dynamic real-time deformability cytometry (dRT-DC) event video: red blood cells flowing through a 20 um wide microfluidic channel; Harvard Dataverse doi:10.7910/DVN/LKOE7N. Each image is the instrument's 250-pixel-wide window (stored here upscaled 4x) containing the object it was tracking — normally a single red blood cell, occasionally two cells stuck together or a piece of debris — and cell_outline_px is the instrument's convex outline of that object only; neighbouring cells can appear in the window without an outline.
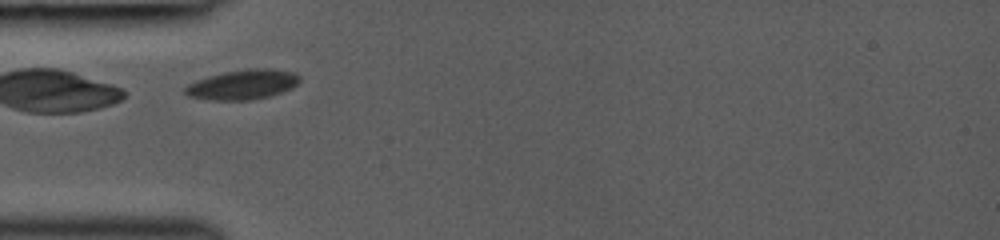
{"species": "common noctule bat (a hibernating species)", "species_latin": "Nyctalus noctula", "temperature_condition": "room temperature", "stored_images_in_passage": 13, "camera_frame_rate_fps": 3000, "um_per_image_px": 0.085, "animal": {"sex": "female", "body_mass_g": 19.0, "forearm_length_mm": 53.3}, "frame": {"image": 1, "passage_image": 1, "time_ms": 0.0, "image_size_px": [1000, 240], "cell_outline_px": [[300, 80], [292, 88], [268, 96], [252, 100], [212, 100], [188, 96], [184, 92], [184, 88], [188, 84], [196, 80], [208, 76], [224, 72], [248, 68], [268, 68], [296, 72], [300, 76]], "centroid_in_image_um": [20.63, 7.18], "position_along_channel_um": 64.4, "area_um2": 19.94}}
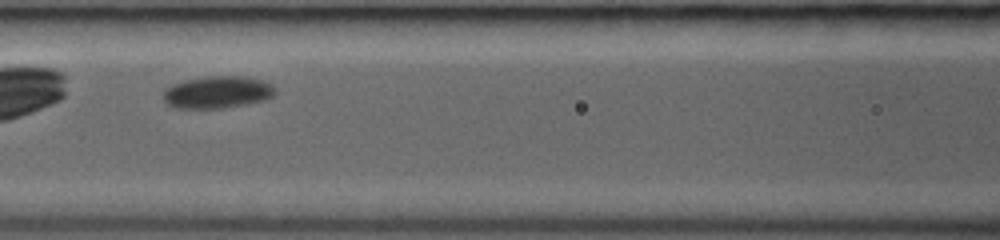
{"frame": {"image": 2, "passage_image": 5, "time_ms": 2.0, "image_size_px": [1000, 240], "cell_outline_px": [[276, 92], [272, 96], [264, 100], [224, 108], [176, 108], [168, 104], [164, 100], [164, 88], [172, 84], [184, 80], [204, 76], [244, 76], [260, 80], [272, 84]], "centroid_in_image_um": [18.46, 7.83], "position_along_channel_um": 148.1, "area_um2": 20.98}}
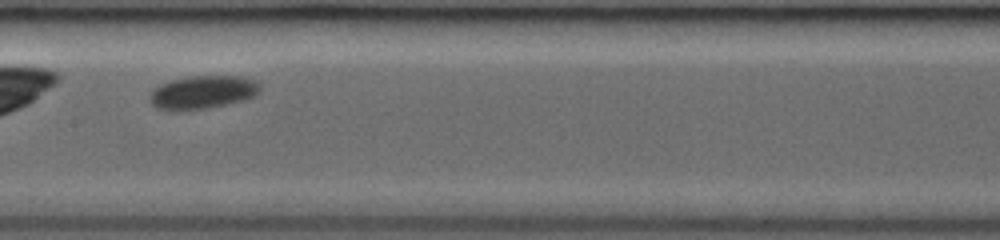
{"frame": {"image": 3, "passage_image": 7, "time_ms": 3.0, "image_size_px": [1000, 240], "cell_outline_px": [[260, 92], [256, 96], [244, 100], [208, 108], [156, 108], [148, 100], [148, 96], [160, 84], [172, 80], [188, 76], [240, 76], [256, 80], [260, 84]], "centroid_in_image_um": [17.3, 7.8], "position_along_channel_um": 190.1, "area_um2": 20.98}}